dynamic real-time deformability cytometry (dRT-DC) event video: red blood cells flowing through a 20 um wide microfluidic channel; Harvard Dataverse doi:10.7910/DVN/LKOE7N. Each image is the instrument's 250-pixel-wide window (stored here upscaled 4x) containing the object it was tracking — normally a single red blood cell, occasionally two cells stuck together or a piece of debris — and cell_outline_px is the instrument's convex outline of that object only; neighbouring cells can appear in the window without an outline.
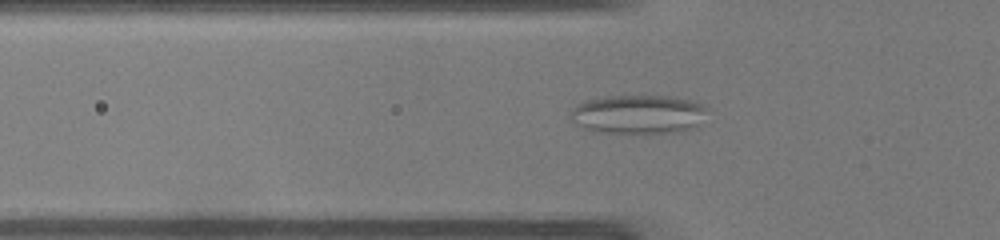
{"species": "common noctule bat (a hibernating species)", "species_latin": "Nyctalus noctula", "temperature_condition": "warm", "stored_images_in_passage": 44, "camera_frame_rate_fps": 3000, "um_per_image_px": 0.085, "animal": {"sex": "male", "body_mass_g": 19.0, "forearm_length_mm": 50.8}, "frame": {"image": 1, "passage_image": 16, "time_ms": 5.0, "image_size_px": [1000, 240], "cell_outline_px": [[704, 108], [700, 124], [696, 128], [676, 132], [596, 132], [572, 124], [568, 116], [572, 108], [584, 100], [604, 96], [672, 96], [692, 100], [704, 104]], "centroid_in_image_um": [54.18, 9.7], "position_along_channel_um": 71.6, "area_um2": 31.15}}
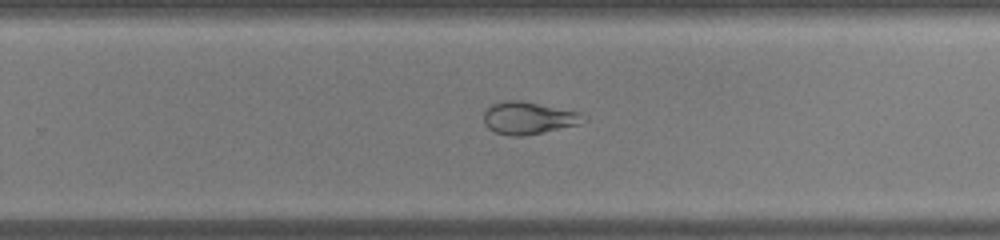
{"frame": {"image": 2, "passage_image": 31, "time_ms": 10.0, "image_size_px": [1000, 240], "cell_outline_px": [[588, 120], [580, 124], [544, 132], [524, 136], [512, 136], [496, 132], [488, 128], [484, 124], [484, 112], [492, 104], [504, 100], [524, 100], [580, 112], [588, 116]], "centroid_in_image_um": [44.97, 10.02], "position_along_channel_um": 284.8, "area_um2": 19.13}}
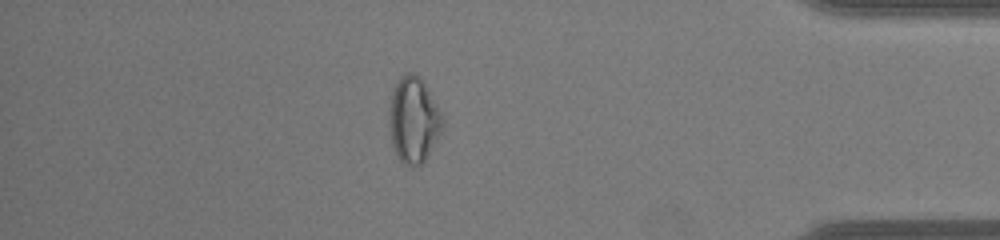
{"frame": {"image": 3, "passage_image": 38, "time_ms": 12.333, "image_size_px": [1000, 240], "cell_outline_px": [[444, 124], [424, 164], [416, 168], [404, 164], [400, 160], [392, 144], [388, 120], [392, 92], [400, 76], [404, 72], [416, 72], [420, 76], [428, 88], [444, 120]], "centroid_in_image_um": [35.15, 10.19], "position_along_channel_um": 400.0, "area_um2": 26.88}, "authors_computed_cell_mechanics": {"area_um2": 27.3105, "velocity_mm_per_s": 4.2591, "shape_relaxation_time_tau1_ms": null, "shape_relaxation_time_tau2_ms": 1.1052, "deformation_change_tau1": null, "deformation_change_tau2": 0.0678}}